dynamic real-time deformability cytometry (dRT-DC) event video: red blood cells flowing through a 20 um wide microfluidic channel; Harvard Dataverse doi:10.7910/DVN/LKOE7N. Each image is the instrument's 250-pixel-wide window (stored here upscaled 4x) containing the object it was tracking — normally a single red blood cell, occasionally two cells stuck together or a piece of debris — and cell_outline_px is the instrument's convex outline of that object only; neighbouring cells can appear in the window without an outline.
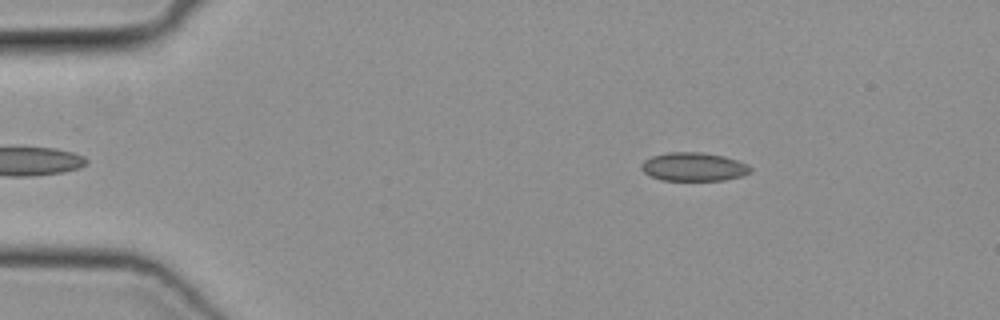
{"species": "common noctule bat (a hibernating species)", "species_latin": "Nyctalus noctula", "temperature_condition": "cold", "stored_images_in_passage": 43, "camera_frame_rate_fps": 3000, "um_per_image_px": 0.085, "animal": {"sex": "female", "body_mass_g": 19.3, "forearm_length_mm": 54.1}, "frame": {"image": 1, "passage_image": 2, "time_ms": 0.333, "image_size_px": [1000, 320], "cell_outline_px": [[752, 172], [740, 176], [724, 180], [660, 180], [644, 172], [640, 168], [640, 164], [644, 160], [652, 156], [668, 152], [700, 152], [724, 156], [748, 164], [752, 168]], "centroid_in_image_um": [58.95, 14.17], "position_along_channel_um": 26.0, "area_um2": 18.15}}
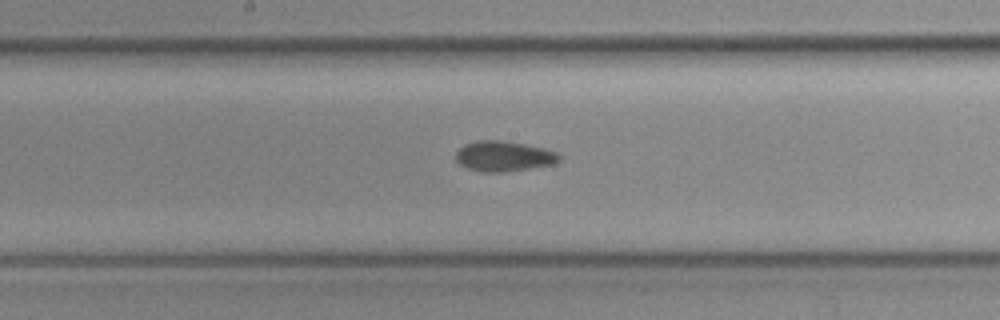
{"frame": {"image": 2, "passage_image": 20, "time_ms": 6.333, "image_size_px": [1000, 320], "cell_outline_px": [[560, 160], [552, 164], [504, 172], [480, 172], [468, 168], [460, 164], [456, 160], [456, 152], [464, 144], [476, 140], [500, 140], [524, 144], [544, 148], [556, 152], [560, 156]], "centroid_in_image_um": [42.78, 13.27], "position_along_channel_um": 205.4, "area_um2": 18.15}}
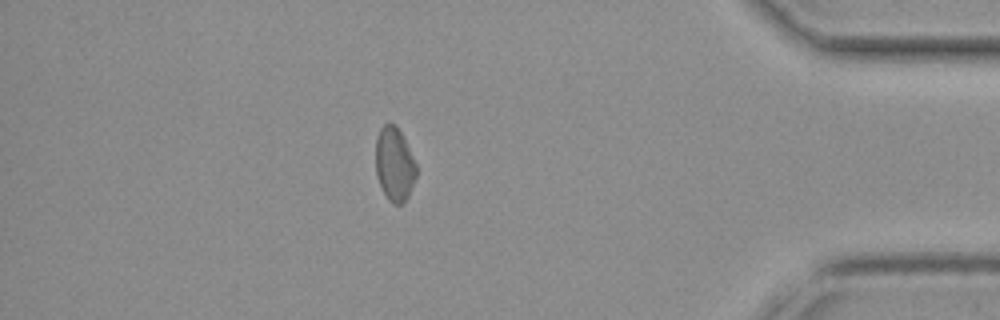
{"frame": {"image": 3, "passage_image": 37, "time_ms": 12.0, "image_size_px": [1000, 320], "cell_outline_px": [[416, 176], [408, 196], [404, 204], [392, 204], [388, 200], [376, 176], [376, 136], [380, 128], [384, 124], [396, 124], [416, 164]], "centroid_in_image_um": [33.51, 13.98], "position_along_channel_um": 401.7, "area_um2": 17.34}}